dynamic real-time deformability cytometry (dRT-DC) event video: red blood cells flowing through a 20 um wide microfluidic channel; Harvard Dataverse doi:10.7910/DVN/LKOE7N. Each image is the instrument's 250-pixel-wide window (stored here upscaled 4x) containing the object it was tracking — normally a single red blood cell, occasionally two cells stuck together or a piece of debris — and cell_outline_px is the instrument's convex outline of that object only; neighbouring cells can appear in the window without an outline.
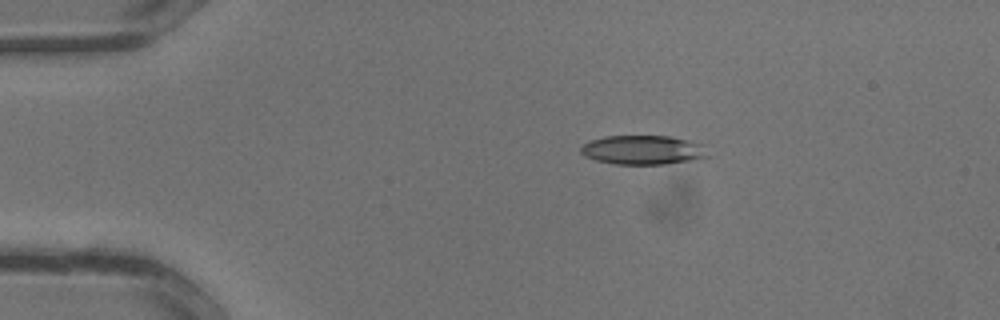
{"species": "common noctule bat (a hibernating species)", "species_latin": "Nyctalus noctula", "temperature_condition": "warm", "stored_images_in_passage": 7, "camera_frame_rate_fps": 3000, "um_per_image_px": 0.085, "animal": {"sex": "male", "body_mass_g": 13.3}, "frame": {"image": 1, "passage_image": 1, "time_ms": 0.0, "image_size_px": [1000, 320], "cell_outline_px": [[708, 156], [692, 160], [664, 164], [616, 164], [596, 160], [584, 156], [580, 152], [580, 148], [588, 140], [604, 136], [668, 136], [704, 144]], "centroid_in_image_um": [54.61, 12.74], "position_along_channel_um": 30.4, "area_um2": 21.56}}
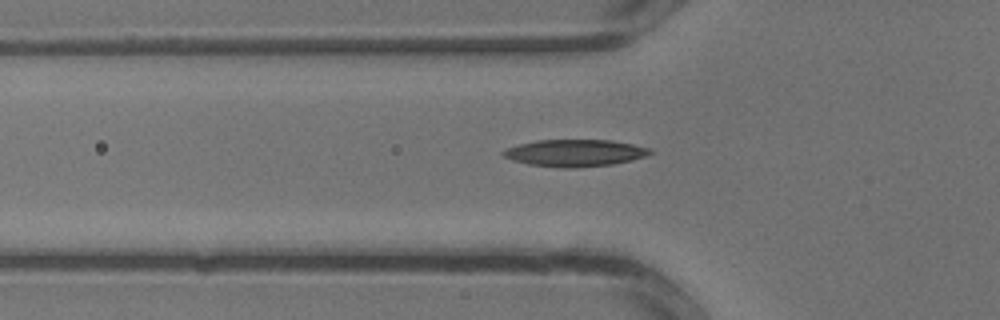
{"frame": {"image": 2, "passage_image": 6, "time_ms": 1.667, "image_size_px": [1000, 320], "cell_outline_px": [[656, 152], [632, 160], [612, 164], [576, 168], [564, 168], [528, 164], [512, 160], [504, 156], [500, 152], [508, 148], [520, 144], [536, 140], [612, 140], [632, 144], [648, 148]], "centroid_in_image_um": [48.87, 13.0], "position_along_channel_um": 76.9, "area_um2": 23.0}}